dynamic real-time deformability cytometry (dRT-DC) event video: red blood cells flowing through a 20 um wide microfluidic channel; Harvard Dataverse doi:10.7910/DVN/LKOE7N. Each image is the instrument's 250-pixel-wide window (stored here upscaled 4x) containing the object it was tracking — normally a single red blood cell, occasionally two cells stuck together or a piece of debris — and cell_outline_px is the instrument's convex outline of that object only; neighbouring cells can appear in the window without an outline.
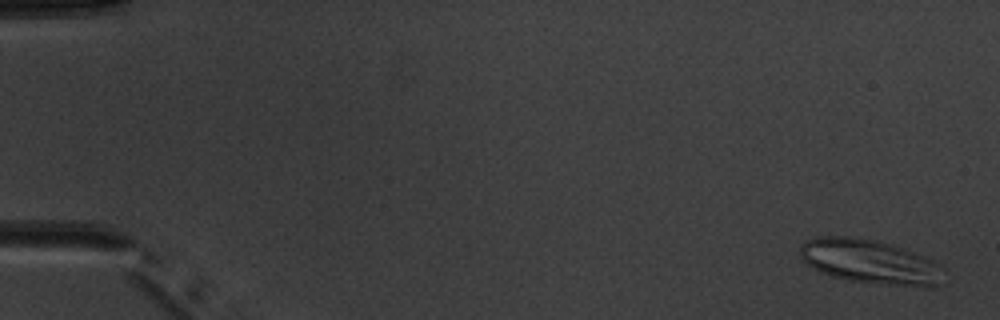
{"species": "common noctule bat (a hibernating species)", "species_latin": "Nyctalus noctula", "temperature_condition": "warm", "stored_images_in_passage": 4, "camera_frame_rate_fps": 3000, "um_per_image_px": 0.085, "animal": {"sex": "male", "body_mass_g": 20.1, "forearm_length_mm": 53.5}, "frame": {"image": 1, "passage_image": 1, "time_ms": 0.0, "image_size_px": [1000, 320], "cell_outline_px": [[944, 268], [940, 284], [932, 288], [924, 288], [852, 280], [832, 276], [808, 264], [800, 256], [800, 244], [808, 240], [820, 236], [848, 236], [872, 240], [892, 244], [904, 248], [932, 260]], "centroid_in_image_um": [74.01, 22.24], "position_along_channel_um": 11.0, "area_um2": 36.7}}
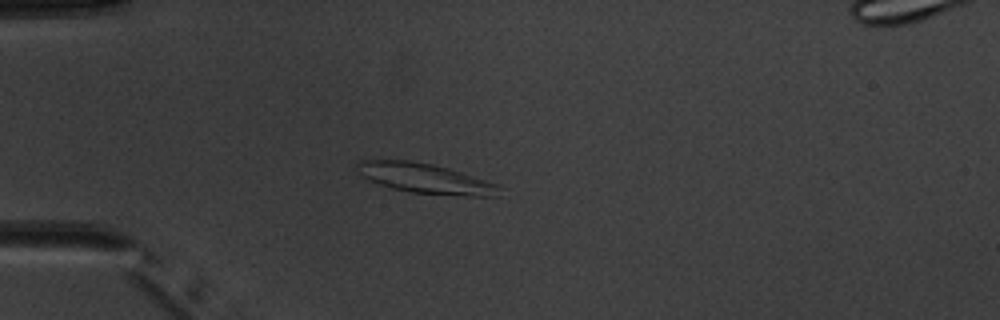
{"frame": {"image": 2, "passage_image": 4, "time_ms": 4.333, "image_size_px": [1000, 320], "cell_outline_px": [[504, 188], [500, 196], [464, 196], [412, 192], [392, 188], [380, 184], [364, 176], [356, 168], [356, 164], [360, 160], [408, 160], [432, 164], [448, 168], [500, 184]], "centroid_in_image_um": [36.26, 15.17], "position_along_channel_um": 48.7, "area_um2": 24.8}}